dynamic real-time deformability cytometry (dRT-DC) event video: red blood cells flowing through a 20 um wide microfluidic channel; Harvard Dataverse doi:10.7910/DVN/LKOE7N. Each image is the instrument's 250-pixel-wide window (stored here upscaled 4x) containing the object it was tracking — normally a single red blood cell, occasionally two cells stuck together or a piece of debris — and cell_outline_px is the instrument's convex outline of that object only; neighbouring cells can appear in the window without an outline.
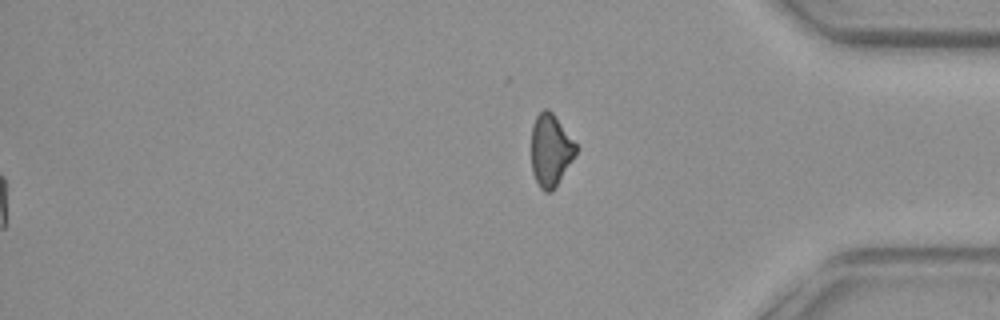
{"species": "common noctule bat (a hibernating species)", "species_latin": "Nyctalus noctula", "temperature_condition": "warm", "stored_images_in_passage": 55, "segment_of_instrument_passage": [2, 2], "camera_frame_rate_fps": 3000, "um_per_image_px": 0.085, "animal": {"sex": "female", "body_mass_g": 29.2, "forearm_length_mm": 56.3}, "frame": {"image": 1, "passage_image": 55, "time_ms": 18.0, "image_size_px": [1000, 320], "cell_outline_px": [[576, 152], [552, 192], [544, 192], [540, 188], [532, 172], [532, 124], [536, 116], [544, 108], [548, 108], [552, 112], [576, 144]], "centroid_in_image_um": [46.77, 12.76], "position_along_channel_um": 388.4, "area_um2": 18.38}}